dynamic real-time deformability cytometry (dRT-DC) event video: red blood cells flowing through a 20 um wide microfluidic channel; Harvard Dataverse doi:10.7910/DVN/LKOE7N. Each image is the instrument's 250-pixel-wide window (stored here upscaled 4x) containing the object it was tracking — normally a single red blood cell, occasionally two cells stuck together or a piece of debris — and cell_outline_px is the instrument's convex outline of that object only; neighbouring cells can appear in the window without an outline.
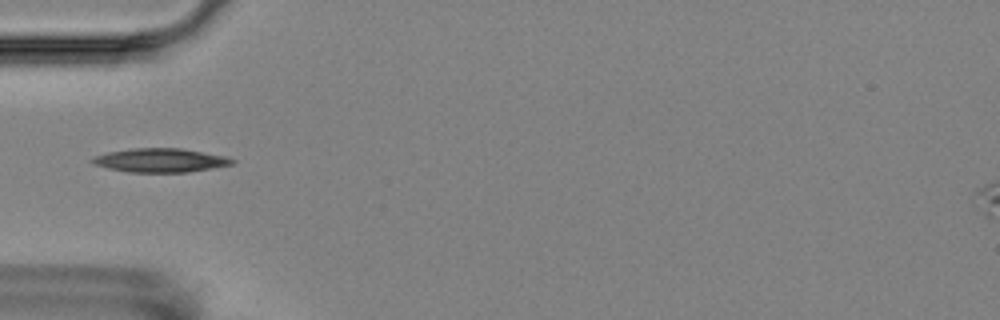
{"species": "Egyptian fruit bat (a non-hibernating species)", "species_latin": "Rousettus aegyptiacus", "temperature_condition": "room temperature", "stored_images_in_passage": 4, "camera_frame_rate_fps": 3000, "um_per_image_px": 0.085, "animal": {"sex": "female"}, "frame": {"image": 1, "passage_image": 4, "time_ms": 4.667, "image_size_px": [1000, 320], "cell_outline_px": [[236, 160], [232, 164], [188, 172], [128, 172], [108, 168], [92, 164], [88, 160], [92, 156], [108, 152], [132, 148], [180, 148], [224, 156]], "centroid_in_image_um": [13.54, 13.62], "position_along_channel_um": 71.5, "area_um2": 19.36}}